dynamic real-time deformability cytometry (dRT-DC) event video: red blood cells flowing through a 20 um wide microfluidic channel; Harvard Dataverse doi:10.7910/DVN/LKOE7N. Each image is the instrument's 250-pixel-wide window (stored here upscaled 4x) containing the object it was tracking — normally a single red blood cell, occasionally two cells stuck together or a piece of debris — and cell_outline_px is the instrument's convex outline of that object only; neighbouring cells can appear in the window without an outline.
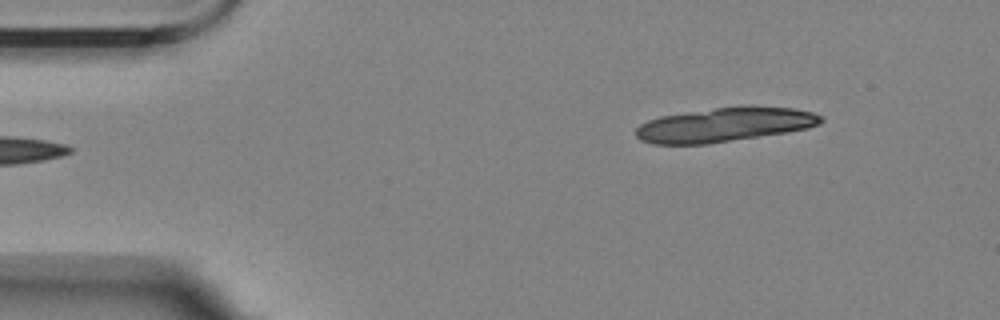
{"species": "Egyptian fruit bat (a non-hibernating species)", "species_latin": "Rousettus aegyptiacus", "temperature_condition": "room temperature", "stored_images_in_passage": 6, "segment_of_instrument_passage": [2, 2], "camera_frame_rate_fps": 3000, "um_per_image_px": 0.085, "animal": {"sex": "female"}, "frame": {"image": 1, "passage_image": 6, "time_ms": 5.667, "image_size_px": [1000, 320], "cell_outline_px": [[824, 120], [820, 124], [808, 128], [784, 132], [708, 144], [652, 144], [640, 140], [636, 136], [636, 128], [640, 124], [648, 120], [660, 116], [744, 104], [752, 104], [792, 108], [812, 112], [824, 116]], "centroid_in_image_um": [61.62, 10.58], "position_along_channel_um": 23.4, "area_um2": 37.22}}